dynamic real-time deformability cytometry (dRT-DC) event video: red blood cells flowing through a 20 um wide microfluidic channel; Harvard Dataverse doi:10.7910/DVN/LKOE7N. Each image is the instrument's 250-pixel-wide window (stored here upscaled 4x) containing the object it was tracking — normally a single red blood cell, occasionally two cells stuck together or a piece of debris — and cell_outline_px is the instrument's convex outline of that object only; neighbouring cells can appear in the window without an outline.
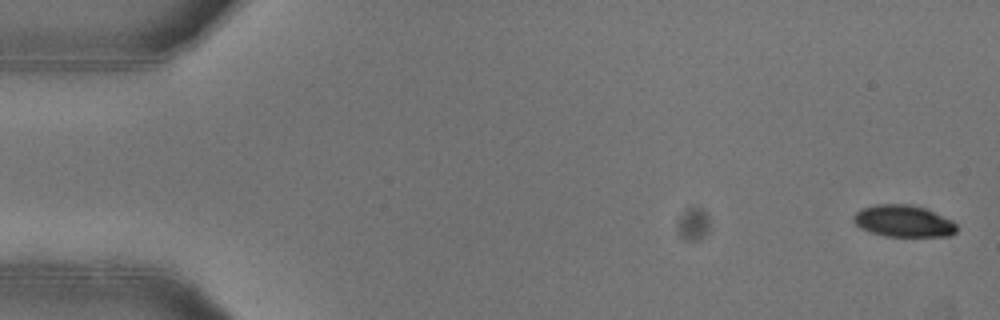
{"species": "common noctule bat (a hibernating species)", "species_latin": "Nyctalus noctula", "temperature_condition": "warm", "stored_images_in_passage": 53, "camera_frame_rate_fps": 3000, "um_per_image_px": 0.085, "animal": {"sex": "female"}, "frame": {"image": 1, "passage_image": 2, "time_ms": 0.333, "image_size_px": [1000, 320], "cell_outline_px": [[956, 232], [948, 236], [884, 236], [860, 228], [852, 220], [852, 216], [860, 208], [876, 204], [912, 204], [928, 208], [952, 220], [956, 224]], "centroid_in_image_um": [76.78, 18.77], "position_along_channel_um": 8.2, "area_um2": 19.36}}
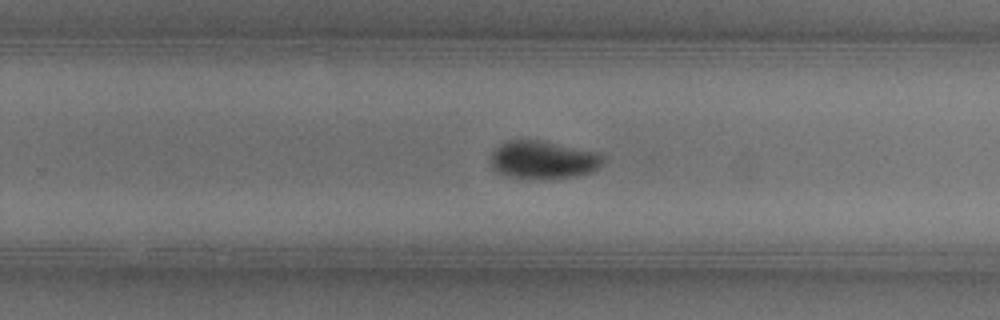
{"frame": {"image": 2, "passage_image": 34, "time_ms": 11.0, "image_size_px": [1000, 320], "cell_outline_px": [[604, 156], [600, 168], [592, 172], [576, 176], [512, 176], [500, 172], [492, 164], [492, 152], [504, 140], [544, 140], [600, 152]], "centroid_in_image_um": [46.26, 13.51], "position_along_channel_um": 283.5, "area_um2": 24.16}}
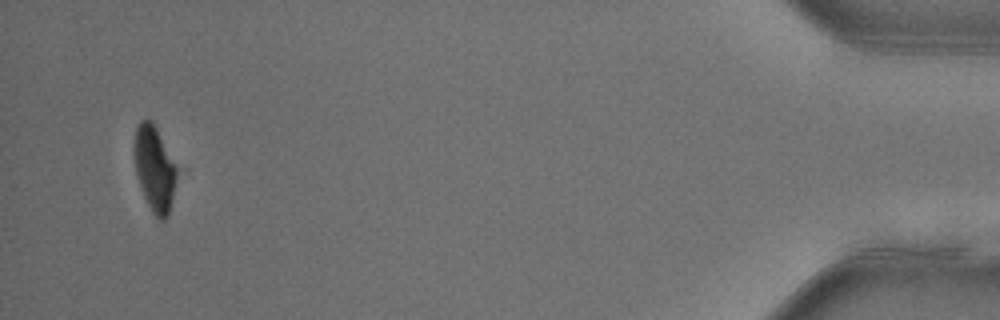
{"frame": {"image": 3, "passage_image": 51, "time_ms": 16.667, "image_size_px": [1000, 320], "cell_outline_px": [[176, 180], [168, 216], [164, 220], [160, 220], [152, 212], [144, 196], [136, 172], [136, 128], [140, 120], [152, 120], [176, 168]], "centroid_in_image_um": [13.14, 14.38], "position_along_channel_um": 422.1, "area_um2": 20.06}, "authors_computed_cell_mechanics": {"area_um2": 22.7732, "velocity_mm_per_s": 3.9665, "shape_relaxation_time_tau1_ms": 2.8406, "shape_relaxation_time_tau2_ms": 3.1537, "deformation_change_tau1": 0.1431, "deformation_change_tau2": 0.0475}}